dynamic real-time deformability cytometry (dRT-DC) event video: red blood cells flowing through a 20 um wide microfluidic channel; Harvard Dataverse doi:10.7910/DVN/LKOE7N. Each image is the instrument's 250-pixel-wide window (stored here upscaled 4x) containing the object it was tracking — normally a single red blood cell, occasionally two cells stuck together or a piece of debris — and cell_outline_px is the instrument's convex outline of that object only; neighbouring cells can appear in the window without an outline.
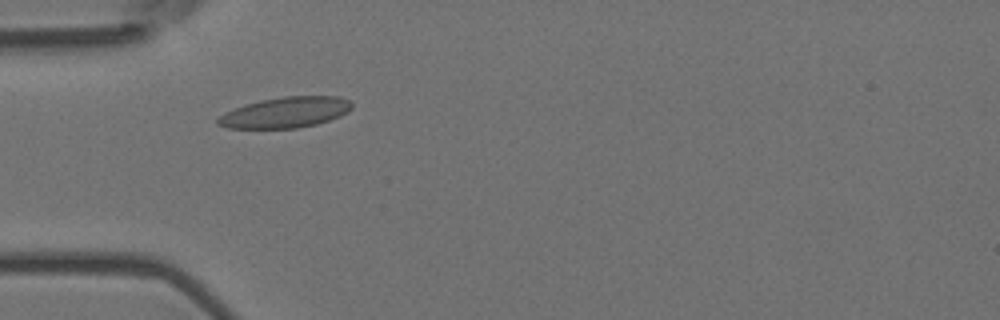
{"species": "Egyptian fruit bat (a non-hibernating species)", "species_latin": "Rousettus aegyptiacus", "temperature_condition": "room temperature", "stored_images_in_passage": 50, "camera_frame_rate_fps": 3000, "um_per_image_px": 0.085, "animal": {"sex": "female"}, "frame": {"image": 1, "passage_image": 12, "time_ms": 3.667, "image_size_px": [1000, 320], "cell_outline_px": [[352, 108], [348, 112], [340, 116], [316, 124], [296, 128], [228, 128], [216, 124], [216, 120], [220, 116], [236, 108], [260, 100], [284, 96], [340, 96], [348, 100], [352, 104]], "centroid_in_image_um": [24.3, 9.55], "position_along_channel_um": 60.7, "area_um2": 23.76}}
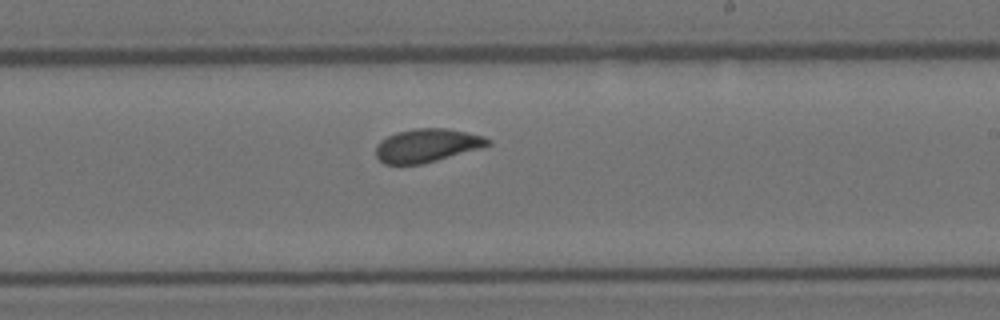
{"frame": {"image": 2, "passage_image": 28, "time_ms": 9.0, "image_size_px": [1000, 320], "cell_outline_px": [[492, 144], [480, 148], [424, 164], [384, 164], [376, 156], [376, 148], [380, 140], [396, 132], [416, 128], [448, 128], [484, 136], [492, 140]], "centroid_in_image_um": [36.31, 12.36], "position_along_channel_um": 252.7, "area_um2": 21.85}}
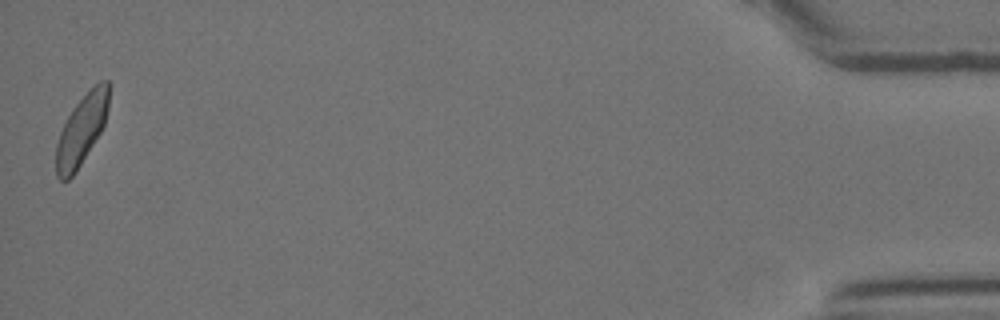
{"frame": {"image": 3, "passage_image": 50, "time_ms": 16.333, "image_size_px": [1000, 320], "cell_outline_px": [[108, 108], [104, 124], [100, 132], [80, 164], [72, 176], [68, 180], [60, 180], [56, 176], [56, 144], [60, 132], [72, 108], [100, 80], [108, 80]], "centroid_in_image_um": [6.91, 11.05], "position_along_channel_um": 428.3, "area_um2": 20.92}, "authors_computed_cell_mechanics": {"area_um2": 22.0218, "velocity_mm_per_s": 3.6504, "shape_relaxation_time_tau1_ms": 4.5594, "shape_relaxation_time_tau2_ms": 1.0503, "deformation_change_tau1": 0.1187, "deformation_change_tau2": 0.0579}}